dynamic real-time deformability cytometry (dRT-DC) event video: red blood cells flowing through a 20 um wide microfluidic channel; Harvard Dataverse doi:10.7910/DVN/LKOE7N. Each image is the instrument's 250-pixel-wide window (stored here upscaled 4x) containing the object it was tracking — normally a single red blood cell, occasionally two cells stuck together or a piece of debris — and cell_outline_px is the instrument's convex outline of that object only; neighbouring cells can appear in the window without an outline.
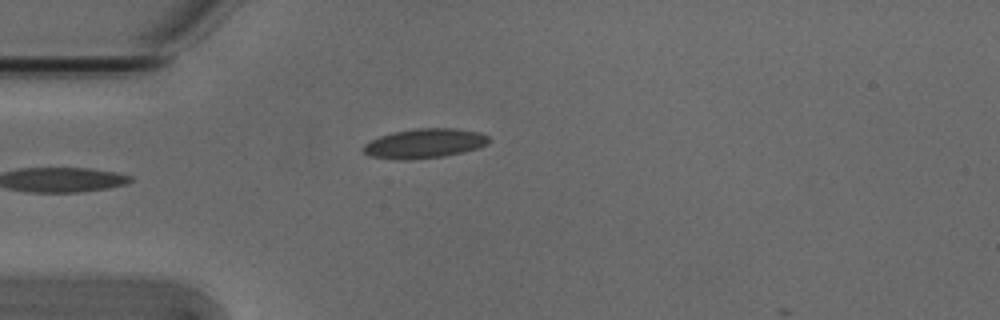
{"species": "Egyptian fruit bat (a non-hibernating species)", "species_latin": "Rousettus aegyptiacus", "temperature_condition": "cold", "stored_images_in_passage": 25, "camera_frame_rate_fps": 3000, "um_per_image_px": 0.085, "animal": {"sex": "male"}, "frame": {"image": 1, "passage_image": 1, "time_ms": 0.0, "image_size_px": [1000, 320], "cell_outline_px": [[488, 144], [480, 148], [444, 156], [408, 160], [400, 160], [368, 156], [364, 152], [364, 144], [380, 136], [392, 132], [416, 128], [452, 128], [480, 132], [488, 136]], "centroid_in_image_um": [36.09, 12.19], "position_along_channel_um": 48.9, "area_um2": 21.62}}
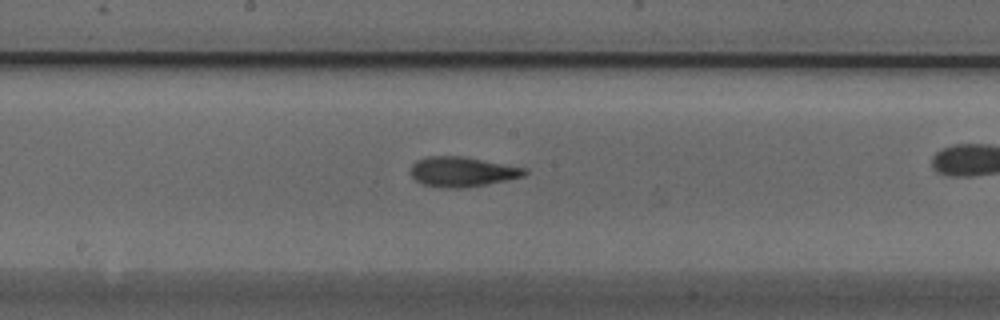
{"frame": {"image": 2, "passage_image": 11, "time_ms": 3.333, "image_size_px": [1000, 320], "cell_outline_px": [[528, 172], [524, 176], [488, 184], [464, 188], [440, 188], [424, 184], [416, 180], [408, 172], [412, 164], [416, 160], [428, 156], [460, 156], [528, 168]], "centroid_in_image_um": [39.27, 14.6], "position_along_channel_um": 208.9, "area_um2": 20.0}}
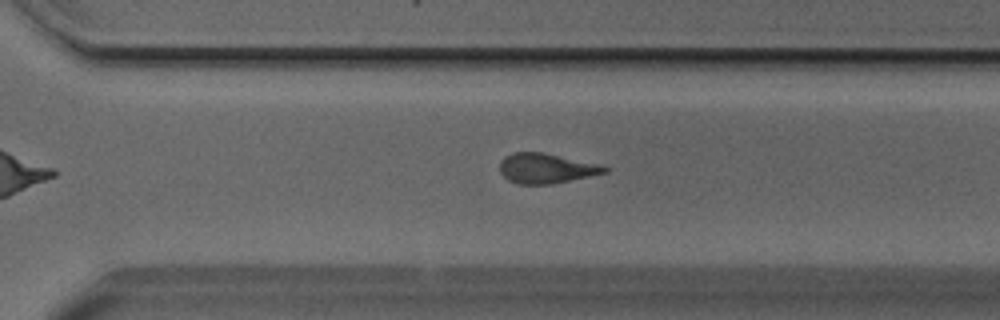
{"frame": {"image": 3, "passage_image": 20, "time_ms": 6.333, "image_size_px": [1000, 320], "cell_outline_px": [[608, 172], [552, 184], [520, 184], [508, 180], [500, 172], [500, 160], [504, 156], [512, 152], [544, 152], [596, 164], [608, 168]], "centroid_in_image_um": [46.37, 14.3], "position_along_channel_um": 324.2, "area_um2": 18.15}}